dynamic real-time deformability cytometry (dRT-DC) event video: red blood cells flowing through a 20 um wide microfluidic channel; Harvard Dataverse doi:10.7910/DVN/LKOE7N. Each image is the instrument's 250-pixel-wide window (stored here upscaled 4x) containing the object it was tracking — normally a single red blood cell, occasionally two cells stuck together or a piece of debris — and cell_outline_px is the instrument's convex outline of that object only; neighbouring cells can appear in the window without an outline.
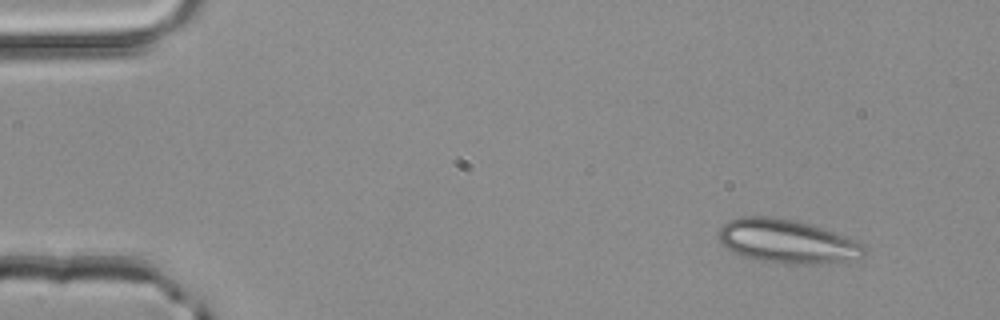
{"species": "common noctule bat (a hibernating species)", "species_latin": "Nyctalus noctula", "temperature_condition": "room temperature", "stored_images_in_passage": 2, "camera_frame_rate_fps": 3000, "um_per_image_px": 0.085, "animal": {"sex": "male", "body_mass_g": 20.4}, "frame": {"image": 1, "passage_image": 1, "time_ms": 0.0, "image_size_px": [1000, 320], "cell_outline_px": [[868, 248], [864, 256], [860, 260], [812, 264], [784, 264], [752, 260], [740, 256], [732, 252], [720, 244], [716, 236], [720, 228], [728, 220], [740, 216], [772, 216], [792, 220], [824, 228], [856, 240], [864, 244]], "centroid_in_image_um": [66.9, 20.54], "position_along_channel_um": 18.1, "area_um2": 38.09}}